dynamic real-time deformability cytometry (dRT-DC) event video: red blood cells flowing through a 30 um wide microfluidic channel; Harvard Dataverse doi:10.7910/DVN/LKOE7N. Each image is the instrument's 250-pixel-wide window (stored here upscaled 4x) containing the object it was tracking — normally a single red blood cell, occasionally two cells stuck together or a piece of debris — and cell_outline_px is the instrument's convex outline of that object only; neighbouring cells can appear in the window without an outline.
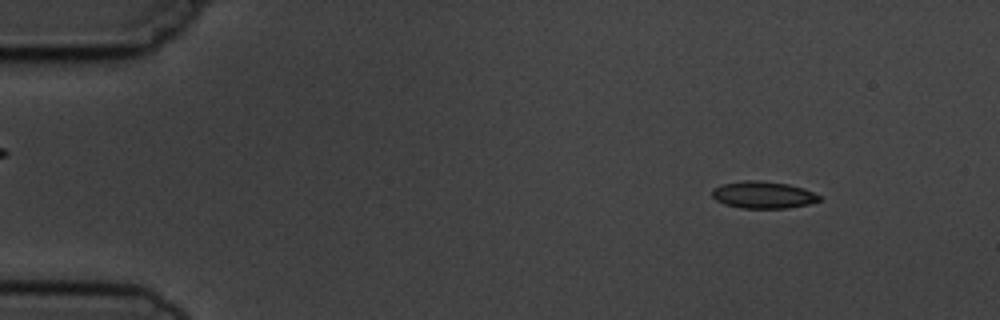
{"species": "common noctule bat (a hibernating species)", "species_latin": "Nyctalus noctula", "temperature_condition": "cold", "stored_images_in_passage": 3, "camera_frame_rate_fps": 3000, "um_per_image_px": 0.085, "animal": {"sex": "male", "body_mass_g": 19.5, "forearm_length_mm": 54.6}, "frame": {"image": 1, "passage_image": 1, "time_ms": 0.0, "image_size_px": [1000, 320], "cell_outline_px": [[824, 200], [808, 204], [788, 208], [740, 208], [724, 204], [716, 200], [712, 196], [712, 188], [724, 184], [744, 180], [760, 180], [788, 184], [804, 188], [820, 196]], "centroid_in_image_um": [64.88, 16.56], "position_along_channel_um": 20.1, "area_um2": 16.99}}
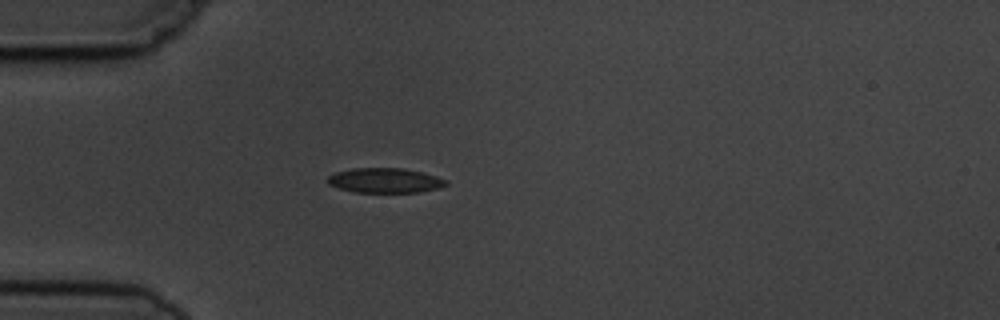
{"frame": {"image": 2, "passage_image": 3, "time_ms": 3.0, "image_size_px": [1000, 320], "cell_outline_px": [[448, 184], [440, 188], [416, 192], [356, 192], [340, 188], [328, 184], [328, 176], [336, 172], [352, 168], [404, 168], [424, 172], [448, 180]], "centroid_in_image_um": [32.76, 15.33], "position_along_channel_um": 52.2, "area_um2": 17.11}}